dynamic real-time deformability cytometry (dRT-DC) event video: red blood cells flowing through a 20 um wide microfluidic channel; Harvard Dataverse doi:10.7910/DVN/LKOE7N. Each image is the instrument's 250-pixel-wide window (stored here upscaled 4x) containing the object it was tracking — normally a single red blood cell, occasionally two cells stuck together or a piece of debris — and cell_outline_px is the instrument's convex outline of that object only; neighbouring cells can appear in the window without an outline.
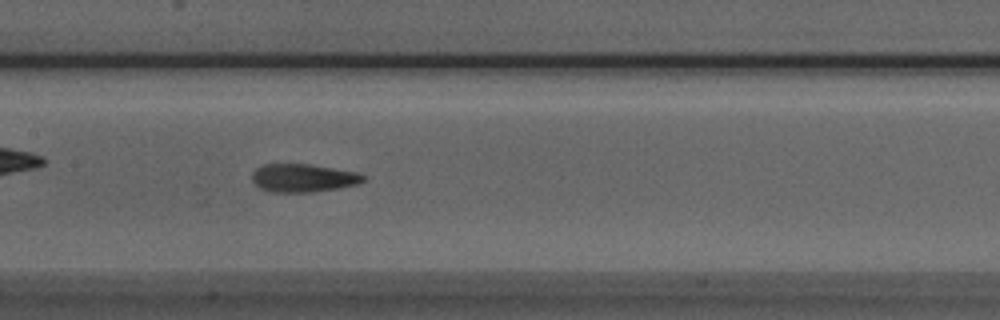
{"species": "Egyptian fruit bat (a non-hibernating species)", "species_latin": "Rousettus aegyptiacus", "temperature_condition": "room temperature", "stored_images_in_passage": 51, "camera_frame_rate_fps": 3000, "um_per_image_px": 0.085, "animal": {"sex": "male"}, "frame": {"image": 1, "passage_image": 24, "time_ms": 7.667, "image_size_px": [1000, 320], "cell_outline_px": [[364, 180], [360, 184], [340, 188], [312, 192], [272, 192], [260, 188], [252, 180], [252, 172], [256, 168], [264, 164], [308, 164], [356, 172], [364, 176]], "centroid_in_image_um": [25.76, 15.13], "position_along_channel_um": 181.6, "area_um2": 18.21}}
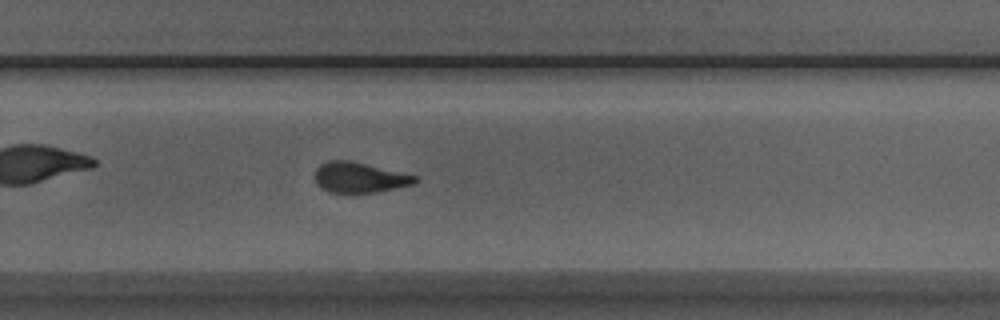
{"frame": {"image": 2, "passage_image": 33, "time_ms": 10.667, "image_size_px": [1000, 320], "cell_outline_px": [[420, 180], [412, 184], [376, 192], [352, 196], [328, 192], [320, 188], [316, 184], [316, 168], [320, 164], [328, 160], [352, 160], [416, 176]], "centroid_in_image_um": [30.5, 15.12], "position_along_channel_um": 299.3, "area_um2": 18.32}}
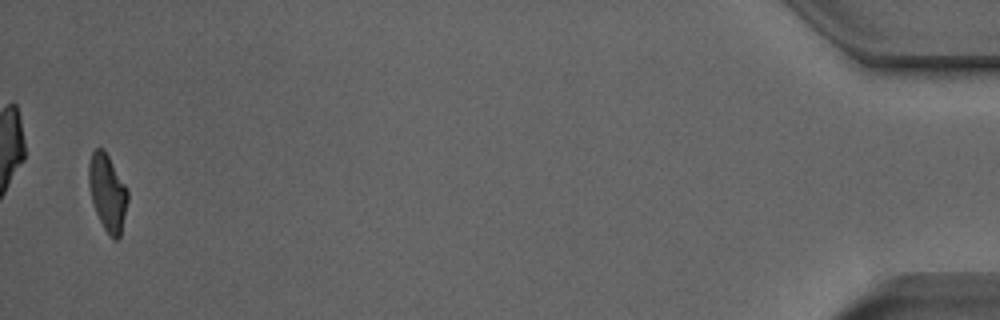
{"frame": {"image": 3, "passage_image": 50, "time_ms": 16.333, "image_size_px": [1000, 320], "cell_outline_px": [[128, 200], [120, 236], [116, 240], [104, 228], [96, 212], [92, 200], [88, 184], [88, 164], [92, 152], [96, 148], [104, 148], [128, 188]], "centroid_in_image_um": [9.14, 16.31], "position_along_channel_um": 426.1, "area_um2": 17.4}, "authors_computed_cell_mechanics": {"area_um2": 18.2648, "velocity_mm_per_s": 3.9365, "shape_relaxation_time_tau1_ms": 6.7293, "shape_relaxation_time_tau2_ms": 1.987, "deformation_change_tau1": 0.2313, "deformation_change_tau2": 0.1096}}